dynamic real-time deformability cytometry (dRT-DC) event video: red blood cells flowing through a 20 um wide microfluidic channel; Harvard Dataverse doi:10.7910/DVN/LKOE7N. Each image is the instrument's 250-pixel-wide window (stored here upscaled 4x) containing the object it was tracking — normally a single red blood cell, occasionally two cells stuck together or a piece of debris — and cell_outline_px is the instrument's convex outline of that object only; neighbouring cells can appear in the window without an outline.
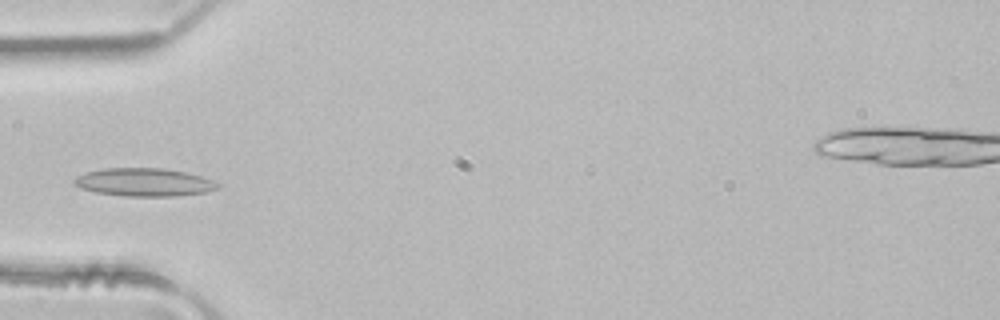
{"species": "common noctule bat (a hibernating species)", "species_latin": "Nyctalus noctula", "temperature_condition": "room temperature", "stored_images_in_passage": 3, "camera_frame_rate_fps": 3000, "um_per_image_px": 0.085, "animal": {"sex": "male", "body_mass_g": 21.5, "forearm_length_mm": 52.0}, "frame": {"image": 1, "passage_image": 3, "time_ms": 0.667, "image_size_px": [1000, 320], "cell_outline_px": [[220, 184], [216, 188], [204, 192], [176, 196], [124, 196], [96, 192], [80, 188], [72, 180], [76, 176], [100, 168], [164, 168], [184, 172], [200, 176], [212, 180]], "centroid_in_image_um": [12.21, 15.48], "position_along_channel_um": 72.8, "area_um2": 23.29}}